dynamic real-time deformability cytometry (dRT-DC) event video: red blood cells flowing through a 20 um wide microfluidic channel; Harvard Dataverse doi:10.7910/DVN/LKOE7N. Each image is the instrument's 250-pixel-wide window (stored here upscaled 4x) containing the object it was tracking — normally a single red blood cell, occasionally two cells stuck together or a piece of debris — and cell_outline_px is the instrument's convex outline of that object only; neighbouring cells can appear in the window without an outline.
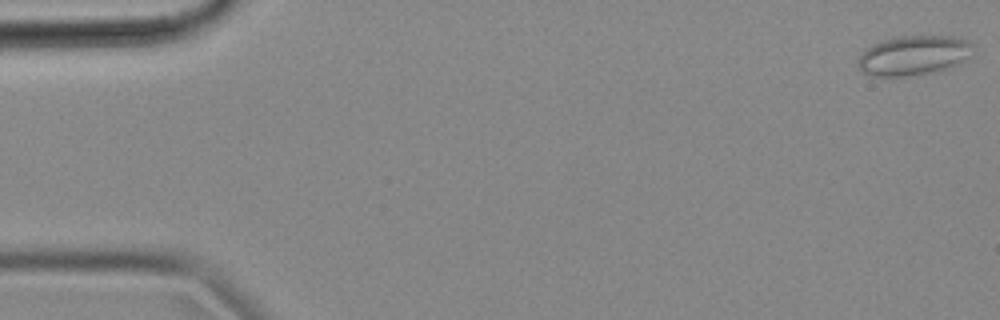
{"species": "common noctule bat (a hibernating species)", "species_latin": "Nyctalus noctula", "temperature_condition": "cold", "stored_images_in_passage": 50, "camera_frame_rate_fps": 3000, "um_per_image_px": 0.085, "animal": {"sex": "female", "body_mass_g": 18.4}, "frame": {"image": 1, "passage_image": 1, "time_ms": 0.0, "image_size_px": [1000, 320], "cell_outline_px": [[972, 44], [968, 56], [960, 64], [948, 68], [932, 72], [904, 76], [872, 76], [864, 72], [856, 64], [856, 60], [864, 48], [872, 44], [884, 40], [900, 36], [952, 36], [968, 40]], "centroid_in_image_um": [77.6, 4.7], "position_along_channel_um": 7.4, "area_um2": 26.53}}
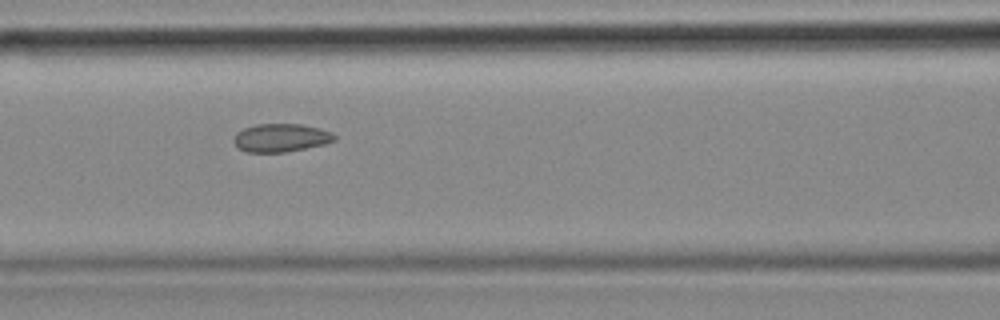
{"frame": {"image": 2, "passage_image": 23, "time_ms": 7.333, "image_size_px": [1000, 320], "cell_outline_px": [[336, 140], [324, 144], [284, 152], [244, 152], [236, 148], [232, 140], [236, 132], [244, 128], [256, 124], [300, 124], [320, 128], [332, 132], [336, 136]], "centroid_in_image_um": [23.83, 11.71], "position_along_channel_um": 142.8, "area_um2": 16.7}}
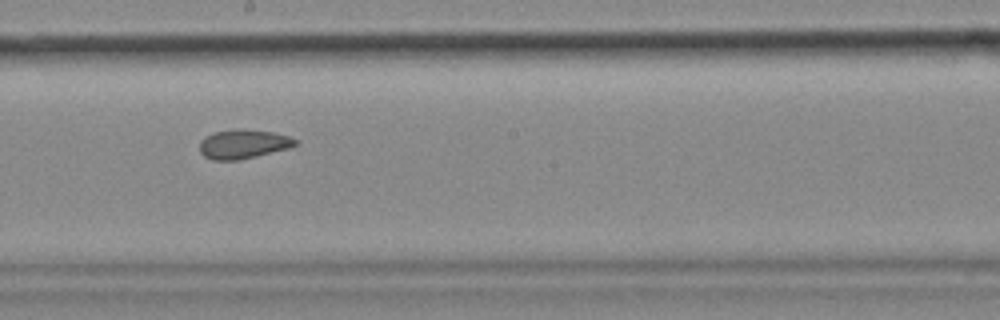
{"frame": {"image": 3, "passage_image": 30, "time_ms": 9.667, "image_size_px": [1000, 320], "cell_outline_px": [[300, 140], [296, 144], [288, 148], [240, 160], [212, 160], [204, 156], [200, 152], [200, 140], [216, 132], [244, 128], [276, 132]], "centroid_in_image_um": [20.71, 12.24], "position_along_channel_um": 227.5, "area_um2": 16.24}, "authors_computed_cell_mechanics": {"area_um2": 16.9354, "velocity_mm_per_s": 3.6487, "shape_relaxation_time_tau1_ms": null, "shape_relaxation_time_tau2_ms": 2.543, "deformation_change_tau1": null, "deformation_change_tau2": 0.0497}}